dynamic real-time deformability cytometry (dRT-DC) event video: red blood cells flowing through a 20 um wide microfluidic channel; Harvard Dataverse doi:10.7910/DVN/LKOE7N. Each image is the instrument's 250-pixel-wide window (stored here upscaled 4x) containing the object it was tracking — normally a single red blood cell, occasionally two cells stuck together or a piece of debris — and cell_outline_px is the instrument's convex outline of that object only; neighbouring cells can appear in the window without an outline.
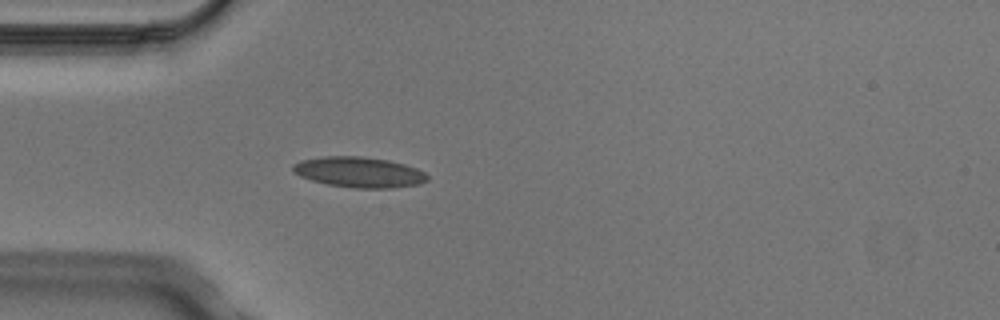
{"species": "Egyptian fruit bat (a non-hibernating species)", "species_latin": "Rousettus aegyptiacus", "temperature_condition": "cold", "stored_images_in_passage": 4, "camera_frame_rate_fps": 3000, "um_per_image_px": 0.085, "animal": {"sex": "male"}, "frame": {"image": 1, "passage_image": 4, "time_ms": 1.0, "image_size_px": [1000, 320], "cell_outline_px": [[428, 180], [420, 184], [392, 188], [352, 188], [328, 184], [312, 180], [300, 176], [292, 172], [292, 164], [300, 160], [324, 156], [360, 156], [388, 160], [404, 164], [416, 168], [424, 172], [428, 176]], "centroid_in_image_um": [30.51, 14.63], "position_along_channel_um": 54.5, "area_um2": 23.99}}